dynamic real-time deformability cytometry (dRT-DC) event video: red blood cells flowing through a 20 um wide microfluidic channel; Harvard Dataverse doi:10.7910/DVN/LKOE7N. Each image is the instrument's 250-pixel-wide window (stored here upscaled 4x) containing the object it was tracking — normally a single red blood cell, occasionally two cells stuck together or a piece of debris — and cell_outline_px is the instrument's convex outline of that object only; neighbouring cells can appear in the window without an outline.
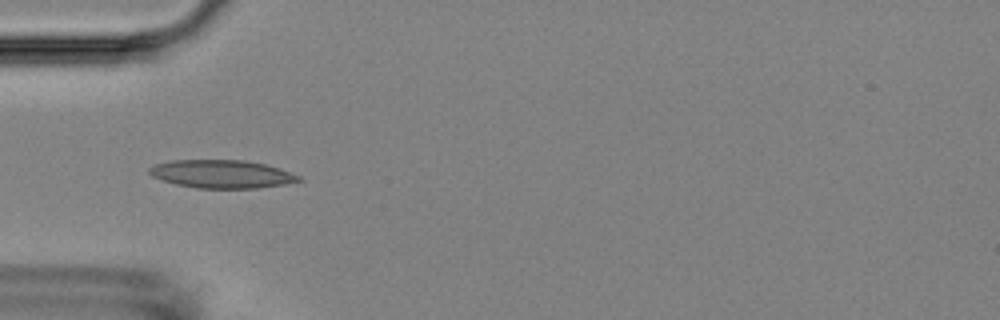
{"species": "Egyptian fruit bat (a non-hibernating species)", "species_latin": "Rousettus aegyptiacus", "temperature_condition": "room temperature", "stored_images_in_passage": 5, "camera_frame_rate_fps": 3000, "um_per_image_px": 0.085, "animal": {"sex": "female"}, "frame": {"image": 1, "passage_image": 5, "time_ms": 4.667, "image_size_px": [1000, 320], "cell_outline_px": [[304, 180], [284, 184], [256, 188], [196, 188], [176, 184], [152, 176], [148, 172], [148, 168], [156, 164], [172, 160], [244, 160], [264, 164], [280, 168], [300, 176]], "centroid_in_image_um": [18.86, 14.79], "position_along_channel_um": 66.1, "area_um2": 24.39}}